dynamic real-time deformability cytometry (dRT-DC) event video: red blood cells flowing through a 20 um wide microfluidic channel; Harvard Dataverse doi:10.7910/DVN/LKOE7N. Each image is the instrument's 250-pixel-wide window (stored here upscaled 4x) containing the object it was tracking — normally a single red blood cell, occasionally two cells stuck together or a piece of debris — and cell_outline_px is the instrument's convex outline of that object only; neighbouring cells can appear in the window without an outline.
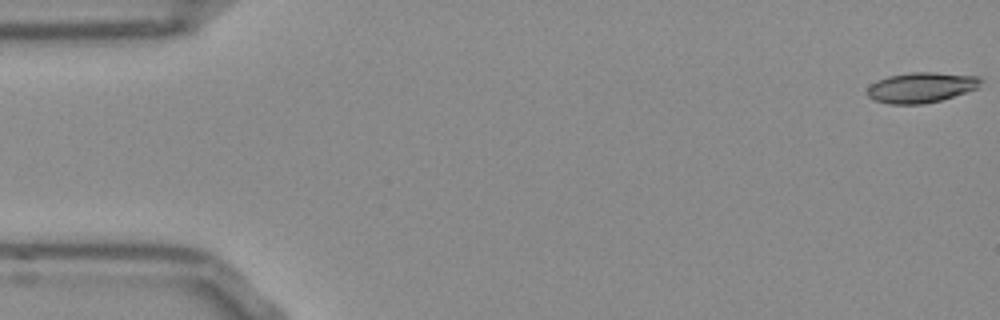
{"species": "Egyptian fruit bat (a non-hibernating species)", "species_latin": "Rousettus aegyptiacus", "temperature_condition": "room temperature", "stored_images_in_passage": 9, "camera_frame_rate_fps": 3000, "um_per_image_px": 0.085, "frame": {"image": 1, "passage_image": 1, "time_ms": 0.0, "image_size_px": [1000, 320], "cell_outline_px": [[984, 80], [980, 88], [940, 100], [924, 104], [888, 104], [876, 100], [868, 96], [868, 88], [876, 80], [888, 76], [908, 72], [936, 72], [980, 76]], "centroid_in_image_um": [78.37, 7.42], "position_along_channel_um": 6.6, "area_um2": 20.29}}